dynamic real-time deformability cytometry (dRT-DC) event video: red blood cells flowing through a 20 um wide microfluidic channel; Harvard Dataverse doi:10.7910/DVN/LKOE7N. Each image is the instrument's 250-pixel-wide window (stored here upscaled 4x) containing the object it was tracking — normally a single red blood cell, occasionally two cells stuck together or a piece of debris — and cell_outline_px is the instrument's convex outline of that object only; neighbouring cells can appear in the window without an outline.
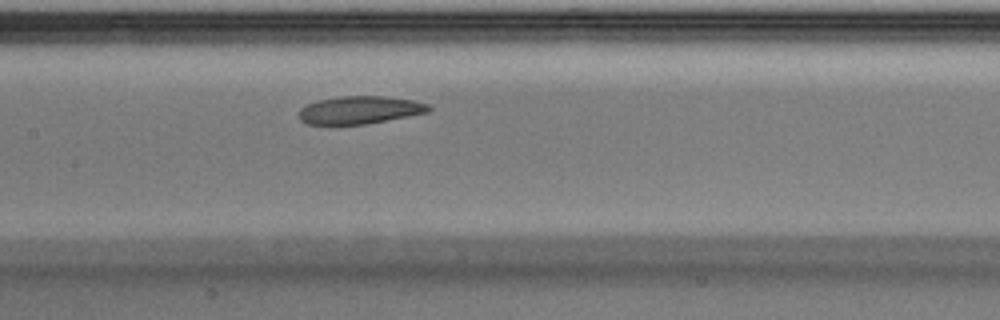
{"species": "Egyptian fruit bat (a non-hibernating species)", "species_latin": "Rousettus aegyptiacus", "temperature_condition": "warm", "stored_images_in_passage": 27, "camera_frame_rate_fps": 3000, "um_per_image_px": 0.085, "animal": {"sex": "male"}, "frame": {"image": 1, "passage_image": 8, "time_ms": 2.333, "image_size_px": [1000, 320], "cell_outline_px": [[432, 108], [428, 112], [408, 116], [364, 124], [308, 124], [300, 120], [300, 108], [316, 100], [340, 96], [384, 96], [412, 100], [428, 104]], "centroid_in_image_um": [30.57, 9.34], "position_along_channel_um": 176.8, "area_um2": 20.81}}